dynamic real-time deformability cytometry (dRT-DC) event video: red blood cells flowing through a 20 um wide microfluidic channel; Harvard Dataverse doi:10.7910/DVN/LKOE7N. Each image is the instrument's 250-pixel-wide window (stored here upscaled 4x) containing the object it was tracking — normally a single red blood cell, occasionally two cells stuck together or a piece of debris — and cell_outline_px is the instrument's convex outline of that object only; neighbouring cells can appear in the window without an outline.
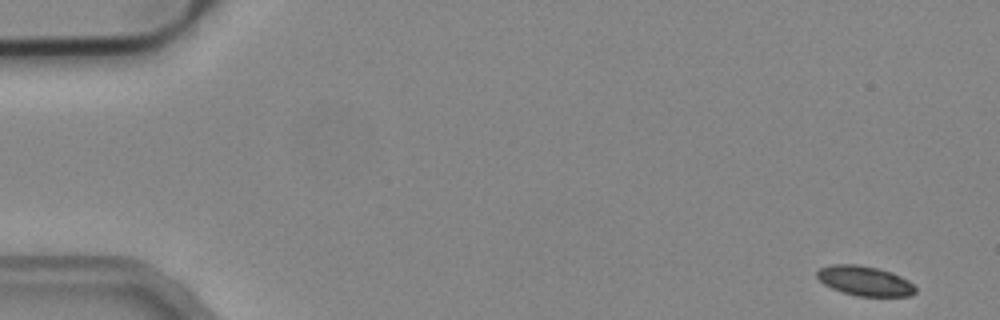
{"species": "common noctule bat (a hibernating species)", "species_latin": "Nyctalus noctula", "temperature_condition": "cold", "stored_images_in_passage": 54, "segment_of_instrument_passage": [1, 2], "camera_frame_rate_fps": 3000, "um_per_image_px": 0.085, "animal": {"sex": "male", "body_mass_g": 19.2, "forearm_length_mm": 51.8}, "frame": {"image": 1, "passage_image": 1, "time_ms": 0.0, "image_size_px": [1000, 320], "cell_outline_px": [[916, 292], [912, 296], [860, 296], [844, 292], [832, 288], [824, 284], [816, 276], [816, 272], [820, 268], [832, 264], [856, 264], [876, 268], [892, 272], [908, 280], [916, 288]], "centroid_in_image_um": [73.51, 23.87], "position_along_channel_um": 11.5, "area_um2": 16.94}}
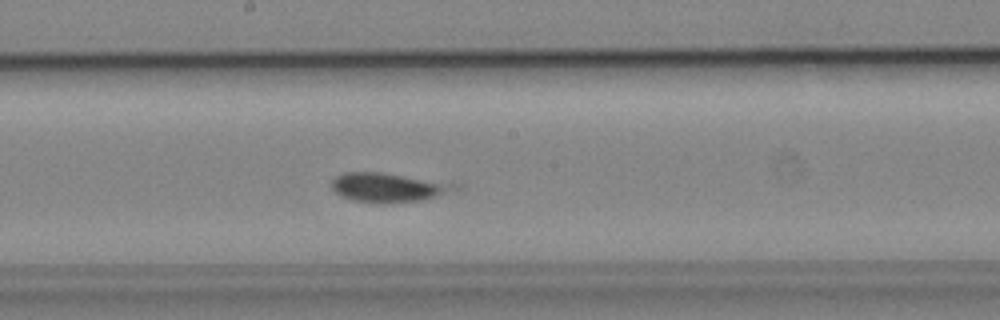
{"frame": {"image": 2, "passage_image": 28, "time_ms": 9.0, "image_size_px": [1000, 320], "cell_outline_px": [[464, 188], [420, 200], [384, 204], [376, 204], [352, 200], [336, 192], [332, 188], [332, 180], [336, 176], [344, 172], [380, 172], [460, 184]], "centroid_in_image_um": [33.02, 15.94], "position_along_channel_um": 215.2, "area_um2": 20.98}}
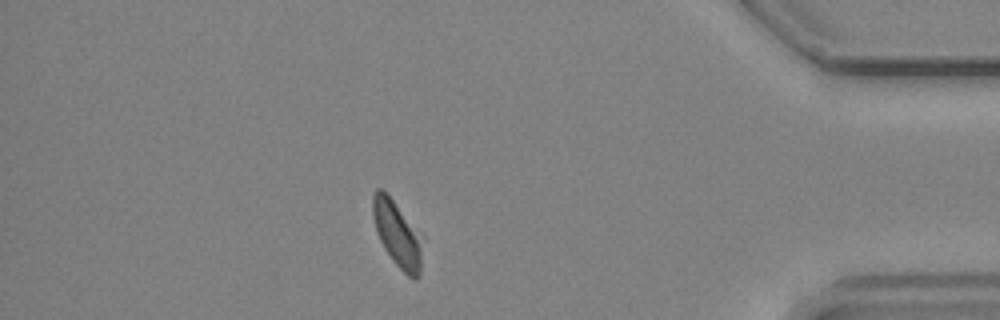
{"frame": {"image": 3, "passage_image": 46, "time_ms": 15.0, "image_size_px": [1000, 320], "cell_outline_px": [[424, 236], [420, 276], [416, 280], [412, 280], [392, 260], [384, 248], [380, 240], [372, 216], [372, 196], [376, 188], [380, 188], [392, 200]], "centroid_in_image_um": [33.81, 19.94], "position_along_channel_um": 401.4, "area_um2": 19.25}}